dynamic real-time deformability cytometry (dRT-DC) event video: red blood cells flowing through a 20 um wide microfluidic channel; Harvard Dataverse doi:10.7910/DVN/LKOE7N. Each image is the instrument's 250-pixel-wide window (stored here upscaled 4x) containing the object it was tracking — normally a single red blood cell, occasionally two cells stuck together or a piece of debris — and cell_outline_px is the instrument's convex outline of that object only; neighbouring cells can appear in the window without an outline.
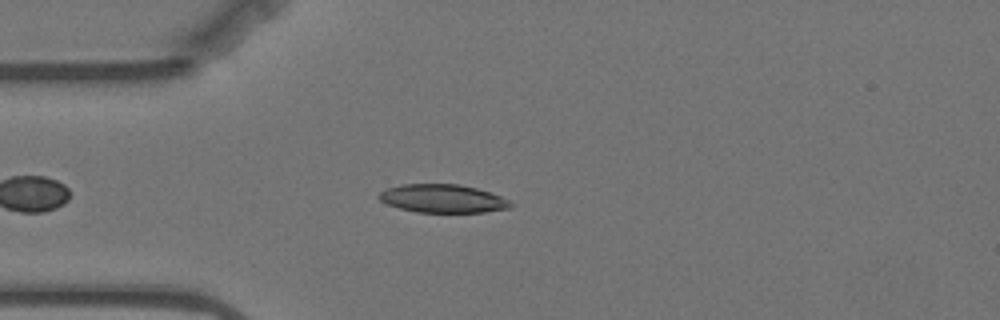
{"species": "Egyptian fruit bat (a non-hibernating species)", "species_latin": "Rousettus aegyptiacus", "temperature_condition": "warm", "stored_images_in_passage": 22, "camera_frame_rate_fps": 3000, "um_per_image_px": 0.085, "animal": {"sex": "female"}, "frame": {"image": 1, "passage_image": 10, "time_ms": 3.0, "image_size_px": [1000, 320], "cell_outline_px": [[512, 208], [484, 212], [416, 212], [400, 208], [388, 204], [380, 200], [376, 196], [380, 192], [388, 188], [400, 184], [460, 184], [476, 188], [500, 196], [508, 200], [512, 204]], "centroid_in_image_um": [37.62, 16.87], "position_along_channel_um": 47.4, "area_um2": 21.62}}
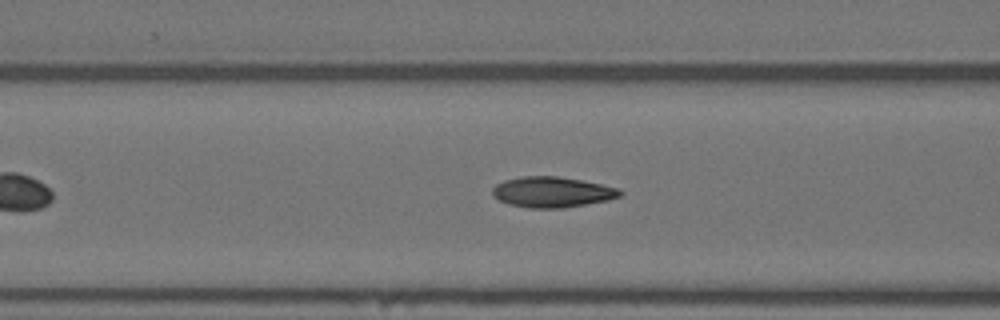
{"frame": {"image": 2, "passage_image": 17, "time_ms": 5.333, "image_size_px": [1000, 320], "cell_outline_px": [[624, 192], [620, 196], [608, 200], [564, 208], [528, 208], [508, 204], [492, 196], [492, 188], [496, 184], [504, 180], [524, 176], [556, 176], [580, 180], [620, 188]], "centroid_in_image_um": [46.92, 16.33], "position_along_channel_um": 119.7, "area_um2": 22.77}}
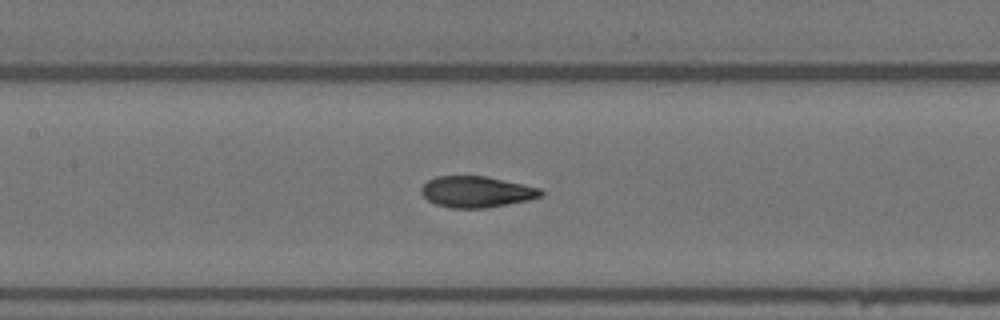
{"frame": {"image": 3, "passage_image": 21, "time_ms": 6.667, "image_size_px": [1000, 320], "cell_outline_px": [[544, 192], [540, 196], [528, 200], [488, 208], [452, 208], [436, 204], [428, 200], [420, 192], [420, 188], [428, 180], [436, 176], [484, 176], [540, 188]], "centroid_in_image_um": [40.47, 16.31], "position_along_channel_um": 166.9, "area_um2": 21.56}}